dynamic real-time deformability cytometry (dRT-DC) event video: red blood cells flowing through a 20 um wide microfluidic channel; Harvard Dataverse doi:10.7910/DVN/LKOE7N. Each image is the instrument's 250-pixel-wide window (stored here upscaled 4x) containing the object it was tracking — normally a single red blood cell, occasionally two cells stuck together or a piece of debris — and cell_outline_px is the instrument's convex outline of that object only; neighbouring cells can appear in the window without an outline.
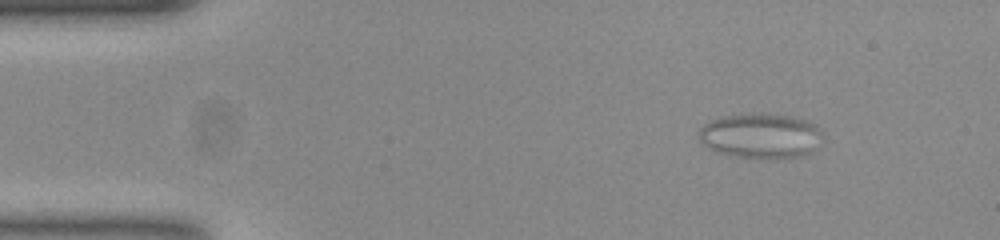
{"species": "common noctule bat (a hibernating species)", "species_latin": "Nyctalus noctula", "temperature_condition": "room temperature", "stored_images_in_passage": 49, "camera_frame_rate_fps": 3000, "um_per_image_px": 0.085, "animal": {"sex": "female", "body_mass_g": 23.0, "forearm_length_mm": 53.4}, "frame": {"image": 1, "passage_image": 1, "time_ms": 0.0, "image_size_px": [1000, 240], "cell_outline_px": [[820, 148], [812, 152], [796, 156], [740, 156], [720, 152], [704, 144], [700, 140], [700, 128], [704, 124], [720, 116], [792, 116], [808, 120], [816, 124], [820, 128]], "centroid_in_image_um": [64.72, 11.54], "position_along_channel_um": 20.3, "area_um2": 30.87}}
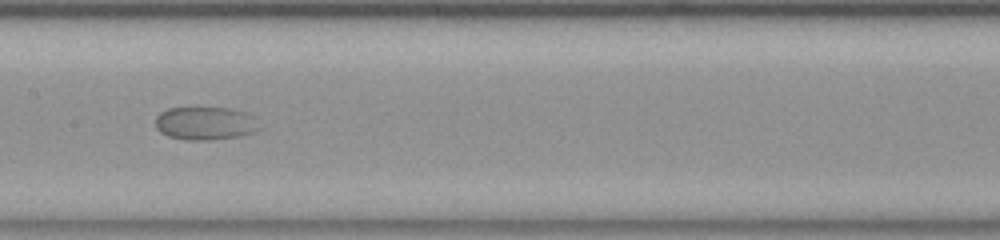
{"frame": {"image": 2, "passage_image": 22, "time_ms": 7.0, "image_size_px": [1000, 240], "cell_outline_px": [[260, 128], [252, 132], [240, 136], [208, 140], [188, 140], [168, 136], [160, 132], [156, 128], [156, 116], [160, 112], [168, 108], [232, 108], [248, 112], [256, 116]], "centroid_in_image_um": [17.48, 10.47], "position_along_channel_um": 189.9, "area_um2": 20.29}}
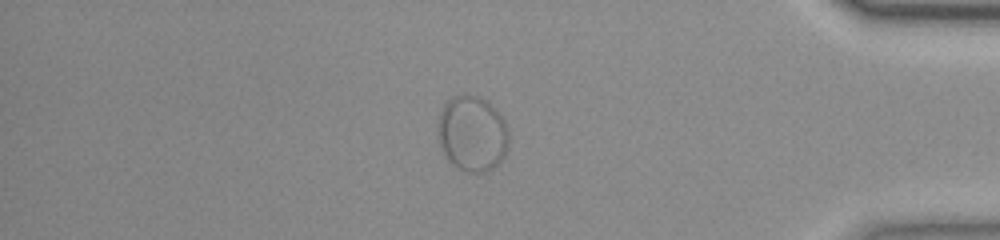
{"frame": {"image": 3, "passage_image": 42, "time_ms": 13.667, "image_size_px": [1000, 240], "cell_outline_px": [[508, 144], [500, 160], [492, 168], [484, 172], [468, 172], [452, 164], [448, 160], [440, 144], [436, 132], [440, 108], [452, 96], [468, 92], [480, 96], [488, 100], [496, 108], [504, 120], [508, 132]], "centroid_in_image_um": [40.11, 11.28], "position_along_channel_um": 395.1, "area_um2": 31.62}}